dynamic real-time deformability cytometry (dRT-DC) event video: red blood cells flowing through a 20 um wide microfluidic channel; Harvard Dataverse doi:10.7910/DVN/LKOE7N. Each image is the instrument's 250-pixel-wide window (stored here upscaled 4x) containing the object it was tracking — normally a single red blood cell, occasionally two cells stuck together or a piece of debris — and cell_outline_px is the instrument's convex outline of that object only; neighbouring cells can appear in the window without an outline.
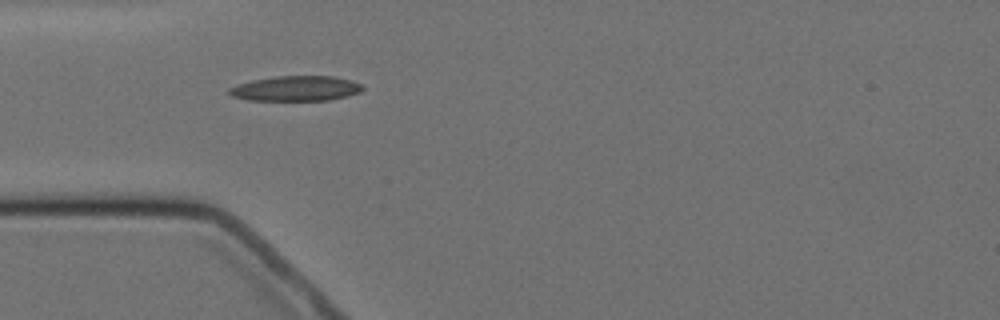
{"species": "Egyptian fruit bat (a non-hibernating species)", "species_latin": "Rousettus aegyptiacus", "temperature_condition": "cold", "stored_images_in_passage": 4, "camera_frame_rate_fps": 3000, "um_per_image_px": 0.085, "animal": {"sex": "female"}, "frame": {"image": 1, "passage_image": 1, "time_ms": 0.0, "image_size_px": [1000, 320], "cell_outline_px": [[364, 88], [360, 92], [348, 96], [328, 100], [248, 100], [232, 96], [228, 92], [228, 88], [252, 80], [276, 76], [332, 76], [352, 80], [360, 84]], "centroid_in_image_um": [25.16, 7.52], "position_along_channel_um": 59.8, "area_um2": 19.42}}
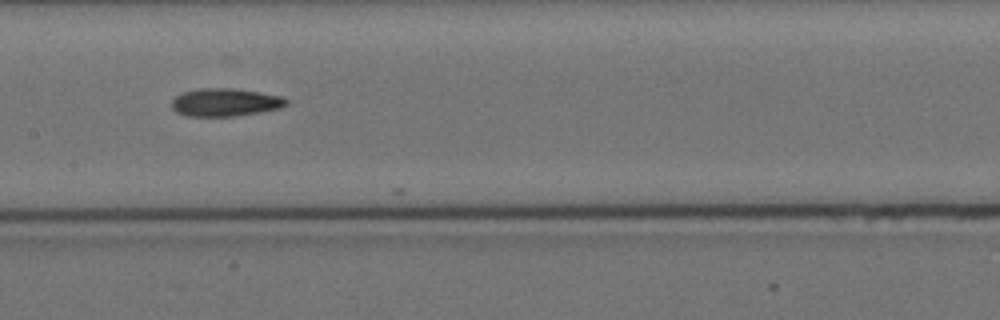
{"frame": {"image": 2, "passage_image": 4, "time_ms": 3.667, "image_size_px": [1000, 320], "cell_outline_px": [[288, 104], [280, 108], [260, 112], [232, 116], [188, 116], [176, 112], [172, 108], [172, 100], [176, 96], [184, 92], [200, 88], [232, 88], [260, 92], [284, 96], [288, 100]], "centroid_in_image_um": [19.17, 8.69], "position_along_channel_um": 188.2, "area_um2": 18.67}}